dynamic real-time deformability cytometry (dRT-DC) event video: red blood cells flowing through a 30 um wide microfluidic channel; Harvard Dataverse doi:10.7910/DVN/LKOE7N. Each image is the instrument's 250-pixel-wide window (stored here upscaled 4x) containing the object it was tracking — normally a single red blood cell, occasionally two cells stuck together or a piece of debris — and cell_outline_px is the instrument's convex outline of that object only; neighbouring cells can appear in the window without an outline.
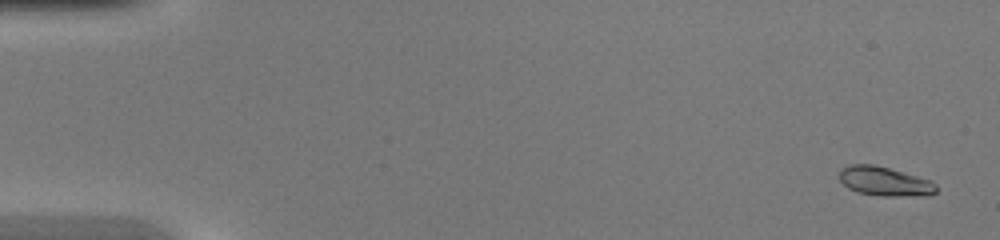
{"species": "common noctule bat (a hibernating species)", "species_latin": "Nyctalus noctula", "temperature_condition": "warm", "stored_images_in_passage": 46, "camera_frame_rate_fps": 3000, "um_per_image_px": 0.085, "animal": {"sex": "female", "body_mass_g": 20.0, "forearm_length_mm": 54.0}, "frame": {"image": 1, "passage_image": 2, "time_ms": 0.333, "image_size_px": [1000, 240], "cell_outline_px": [[936, 192], [928, 196], [880, 196], [856, 192], [848, 188], [836, 176], [840, 168], [848, 164], [872, 164], [888, 168], [932, 180], [936, 184]], "centroid_in_image_um": [75.16, 15.42], "position_along_channel_um": 9.8, "area_um2": 16.82}}
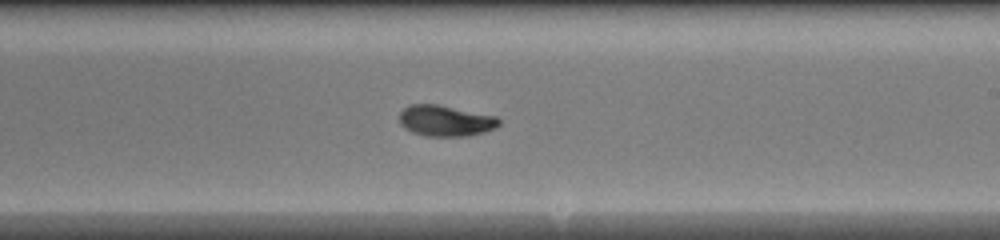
{"frame": {"image": 2, "passage_image": 28, "time_ms": 9.0, "image_size_px": [1000, 240], "cell_outline_px": [[500, 124], [496, 128], [484, 132], [468, 136], [424, 136], [412, 132], [404, 128], [400, 124], [400, 112], [408, 104], [436, 104], [496, 116], [500, 120]], "centroid_in_image_um": [37.86, 10.27], "position_along_channel_um": 251.1, "area_um2": 18.03}}
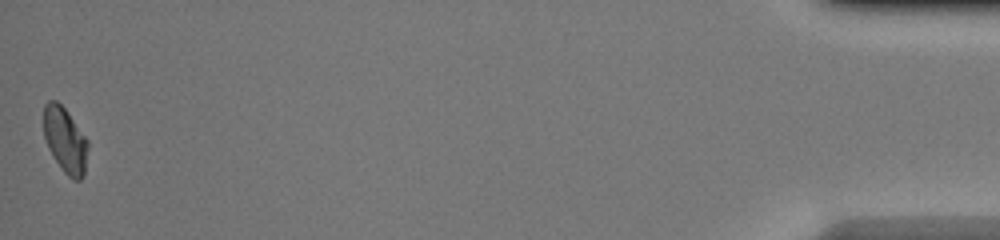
{"frame": {"image": 3, "passage_image": 46, "time_ms": 15.0, "image_size_px": [1000, 240], "cell_outline_px": [[88, 148], [84, 176], [80, 180], [72, 180], [64, 172], [52, 156], [48, 148], [44, 136], [44, 104], [48, 100], [56, 100], [68, 112], [88, 140]], "centroid_in_image_um": [5.54, 11.92], "position_along_channel_um": 429.7, "area_um2": 16.99}}